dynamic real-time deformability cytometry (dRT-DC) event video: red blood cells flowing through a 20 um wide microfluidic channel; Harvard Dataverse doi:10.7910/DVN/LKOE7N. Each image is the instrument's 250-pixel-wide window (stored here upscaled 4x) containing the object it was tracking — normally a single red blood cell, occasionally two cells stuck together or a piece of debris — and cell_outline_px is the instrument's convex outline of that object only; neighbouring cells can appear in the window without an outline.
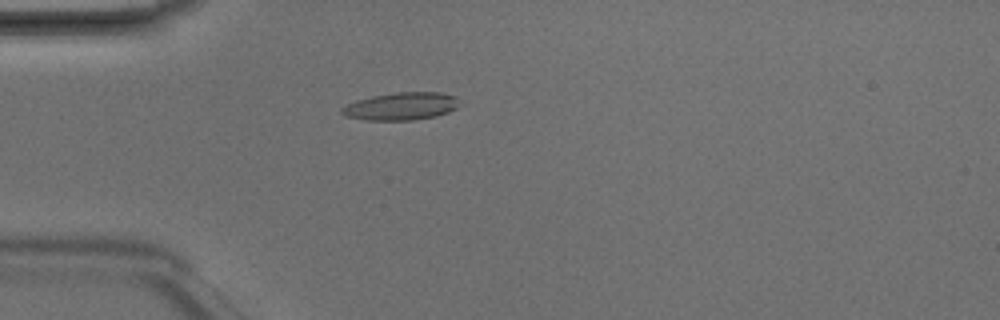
{"species": "Egyptian fruit bat (a non-hibernating species)", "species_latin": "Rousettus aegyptiacus", "temperature_condition": "room temperature", "stored_images_in_passage": 3, "camera_frame_rate_fps": 3000, "um_per_image_px": 0.085, "animal": {"sex": "male"}, "frame": {"image": 1, "passage_image": 3, "time_ms": 0.667, "image_size_px": [1000, 320], "cell_outline_px": [[456, 108], [448, 112], [436, 116], [412, 120], [364, 120], [344, 116], [340, 112], [340, 108], [356, 100], [372, 96], [396, 92], [440, 92], [456, 96]], "centroid_in_image_um": [34.04, 9.03], "position_along_channel_um": 51.0, "area_um2": 18.9}}